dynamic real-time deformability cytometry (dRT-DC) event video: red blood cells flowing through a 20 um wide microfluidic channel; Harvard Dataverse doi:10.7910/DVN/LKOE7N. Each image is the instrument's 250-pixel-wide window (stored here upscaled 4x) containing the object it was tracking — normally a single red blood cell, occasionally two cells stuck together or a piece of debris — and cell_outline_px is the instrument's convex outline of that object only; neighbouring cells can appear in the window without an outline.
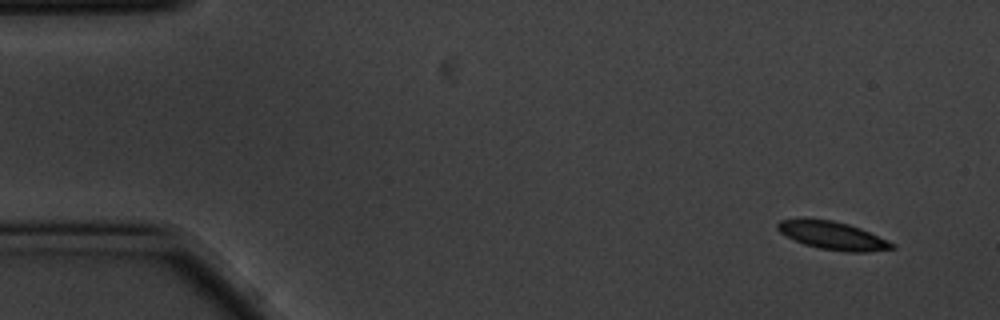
{"species": "common noctule bat (a hibernating species)", "species_latin": "Nyctalus noctula", "temperature_condition": "cold", "stored_images_in_passage": 14, "camera_frame_rate_fps": 3000, "um_per_image_px": 0.085, "animal": {"sex": "male", "body_mass_g": 20.1, "forearm_length_mm": 53.5}, "frame": {"image": 1, "passage_image": 1, "time_ms": 0.0, "image_size_px": [1000, 320], "cell_outline_px": [[896, 248], [868, 252], [844, 252], [820, 248], [804, 244], [780, 232], [776, 228], [776, 224], [780, 220], [800, 216], [804, 216], [832, 220], [848, 224], [860, 228], [888, 240], [896, 244]], "centroid_in_image_um": [70.75, 19.99], "position_along_channel_um": 14.3, "area_um2": 19.13}}
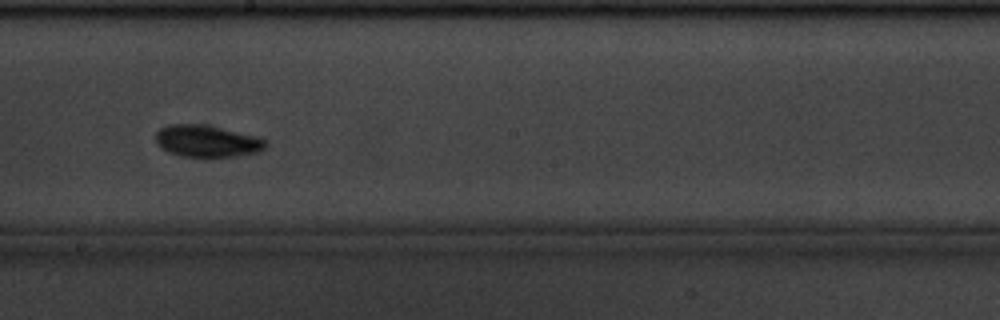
{"frame": {"image": 2, "passage_image": 8, "time_ms": 2.333, "image_size_px": [1000, 320], "cell_outline_px": [[268, 144], [264, 148], [256, 152], [236, 156], [180, 156], [168, 152], [160, 148], [156, 144], [156, 132], [160, 128], [168, 124], [196, 124], [220, 128], [260, 136], [268, 140]], "centroid_in_image_um": [17.59, 11.99], "position_along_channel_um": 230.6, "area_um2": 20.4}}
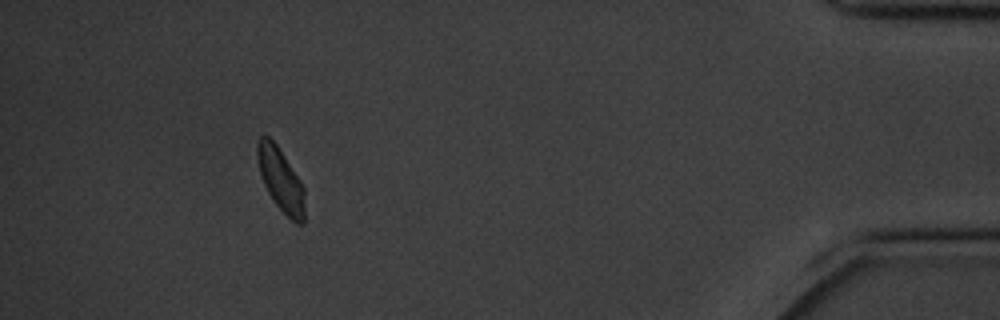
{"frame": {"image": 3, "passage_image": 13, "time_ms": 4.0, "image_size_px": [1000, 320], "cell_outline_px": [[304, 224], [296, 224], [272, 200], [264, 184], [260, 172], [256, 156], [256, 144], [260, 136], [268, 136], [276, 144], [300, 180], [304, 188]], "centroid_in_image_um": [23.85, 15.27], "position_along_channel_um": 411.3, "area_um2": 17.28}}